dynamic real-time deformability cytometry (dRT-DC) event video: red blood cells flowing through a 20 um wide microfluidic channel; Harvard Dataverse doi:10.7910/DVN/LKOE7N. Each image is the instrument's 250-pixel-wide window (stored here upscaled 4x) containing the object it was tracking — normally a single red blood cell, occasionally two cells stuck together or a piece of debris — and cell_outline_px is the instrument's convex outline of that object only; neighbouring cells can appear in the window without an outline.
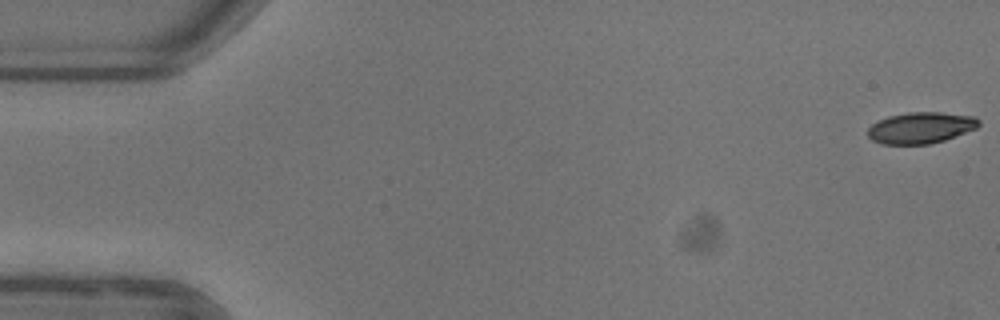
{"species": "common noctule bat (a hibernating species)", "species_latin": "Nyctalus noctula", "temperature_condition": "warm", "stored_images_in_passage": 16, "camera_frame_rate_fps": 3000, "um_per_image_px": 0.085, "animal": {"sex": "female"}, "frame": {"image": 1, "passage_image": 1, "time_ms": 0.0, "image_size_px": [1000, 320], "cell_outline_px": [[980, 124], [976, 128], [944, 140], [928, 144], [880, 144], [872, 140], [868, 136], [868, 128], [872, 124], [888, 116], [908, 112], [940, 112], [976, 116], [980, 120]], "centroid_in_image_um": [78.27, 10.85], "position_along_channel_um": 6.7, "area_um2": 20.23}}